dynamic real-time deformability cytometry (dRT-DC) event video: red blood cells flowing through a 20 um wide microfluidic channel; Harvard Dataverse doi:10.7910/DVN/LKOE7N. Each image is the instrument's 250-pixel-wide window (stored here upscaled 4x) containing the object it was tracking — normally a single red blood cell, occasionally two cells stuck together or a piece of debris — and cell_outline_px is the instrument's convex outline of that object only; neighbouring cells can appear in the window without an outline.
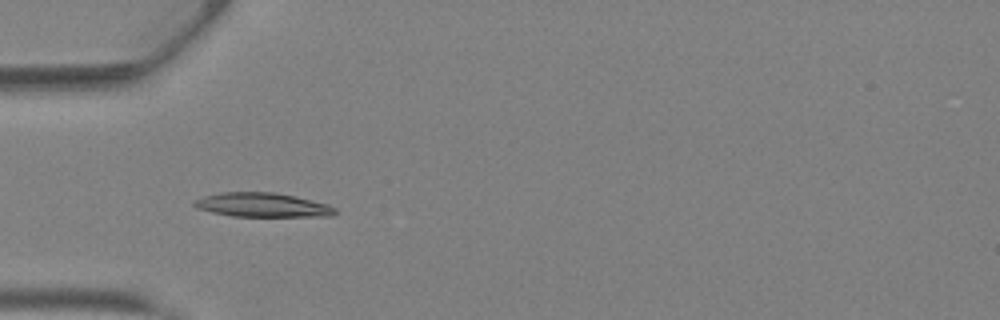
{"species": "Egyptian fruit bat (a non-hibernating species)", "species_latin": "Rousettus aegyptiacus", "temperature_condition": "warm", "stored_images_in_passage": 31, "camera_frame_rate_fps": 3000, "um_per_image_px": 0.085, "animal": {"sex": "female"}, "frame": {"image": 1, "passage_image": 3, "time_ms": 0.667, "image_size_px": [1000, 320], "cell_outline_px": [[336, 212], [332, 216], [232, 216], [212, 212], [196, 208], [192, 204], [196, 200], [204, 196], [220, 192], [272, 192], [292, 196], [328, 204], [336, 208]], "centroid_in_image_um": [22.28, 17.42], "position_along_channel_um": 62.7, "area_um2": 19.59}}
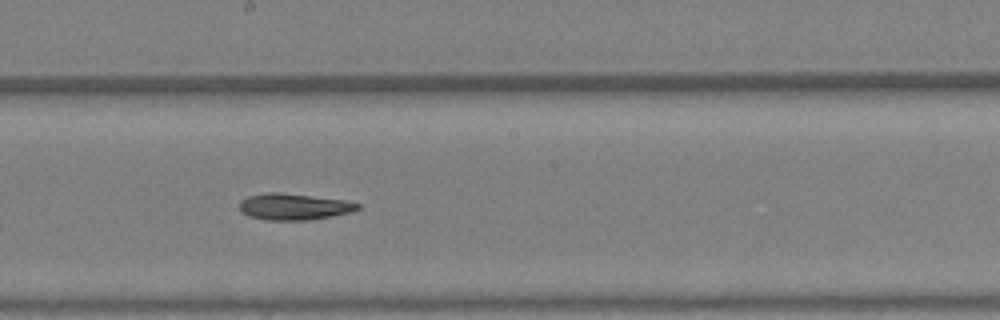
{"frame": {"image": 2, "passage_image": 13, "time_ms": 4.0, "image_size_px": [1000, 320], "cell_outline_px": [[360, 208], [352, 212], [332, 216], [308, 220], [264, 220], [248, 216], [240, 212], [240, 200], [248, 196], [268, 192], [276, 192], [312, 196], [344, 200], [360, 204]], "centroid_in_image_um": [24.95, 17.57], "position_along_channel_um": 223.2, "area_um2": 18.21}}
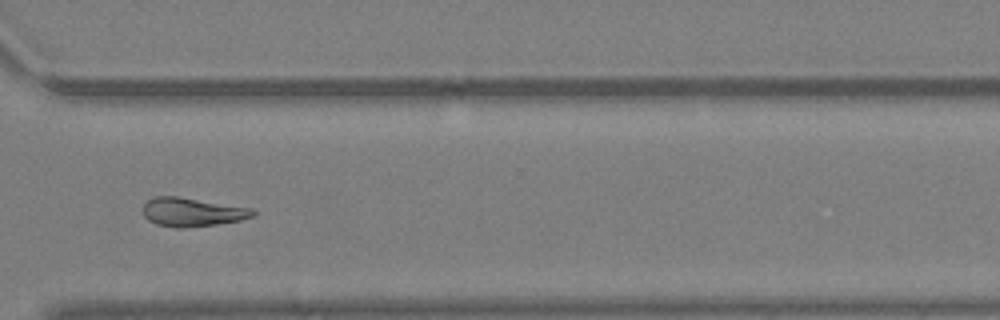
{"frame": {"image": 3, "passage_image": 21, "time_ms": 6.667, "image_size_px": [1000, 320], "cell_outline_px": [[256, 212], [252, 216], [240, 220], [216, 224], [188, 228], [176, 228], [156, 224], [148, 220], [144, 216], [144, 204], [148, 200], [156, 196], [180, 196], [252, 208]], "centroid_in_image_um": [16.33, 18.02], "position_along_channel_um": 354.3, "area_um2": 18.44}}